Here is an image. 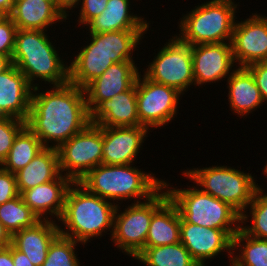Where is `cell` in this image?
I'll return each mask as SVG.
<instances>
[{
  "mask_svg": "<svg viewBox=\"0 0 267 266\" xmlns=\"http://www.w3.org/2000/svg\"><path fill=\"white\" fill-rule=\"evenodd\" d=\"M116 208L117 205L113 202L92 194L78 182H73L66 194L63 213L57 221L64 225L58 224L59 232L83 246L93 238H101L108 231L111 238Z\"/></svg>",
  "mask_w": 267,
  "mask_h": 266,
  "instance_id": "cell-2",
  "label": "cell"
},
{
  "mask_svg": "<svg viewBox=\"0 0 267 266\" xmlns=\"http://www.w3.org/2000/svg\"><path fill=\"white\" fill-rule=\"evenodd\" d=\"M171 37L142 72L148 79L173 87L184 95L190 87L195 86L192 46L175 34Z\"/></svg>",
  "mask_w": 267,
  "mask_h": 266,
  "instance_id": "cell-9",
  "label": "cell"
},
{
  "mask_svg": "<svg viewBox=\"0 0 267 266\" xmlns=\"http://www.w3.org/2000/svg\"><path fill=\"white\" fill-rule=\"evenodd\" d=\"M169 199L162 187L150 199L126 205L121 210L117 205L111 242L124 255L135 258L144 248L152 215Z\"/></svg>",
  "mask_w": 267,
  "mask_h": 266,
  "instance_id": "cell-8",
  "label": "cell"
},
{
  "mask_svg": "<svg viewBox=\"0 0 267 266\" xmlns=\"http://www.w3.org/2000/svg\"><path fill=\"white\" fill-rule=\"evenodd\" d=\"M81 0H58V8L69 17L71 14V10H75V7L78 6ZM70 10V11H69ZM70 13V15H69Z\"/></svg>",
  "mask_w": 267,
  "mask_h": 266,
  "instance_id": "cell-41",
  "label": "cell"
},
{
  "mask_svg": "<svg viewBox=\"0 0 267 266\" xmlns=\"http://www.w3.org/2000/svg\"><path fill=\"white\" fill-rule=\"evenodd\" d=\"M47 32L17 29L15 35L11 62L25 75L33 88L40 86V81L50 84L49 86H60L69 82V62H65L59 55ZM36 81L38 82L35 83Z\"/></svg>",
  "mask_w": 267,
  "mask_h": 266,
  "instance_id": "cell-3",
  "label": "cell"
},
{
  "mask_svg": "<svg viewBox=\"0 0 267 266\" xmlns=\"http://www.w3.org/2000/svg\"><path fill=\"white\" fill-rule=\"evenodd\" d=\"M16 0H0V9L6 11L9 15L12 13Z\"/></svg>",
  "mask_w": 267,
  "mask_h": 266,
  "instance_id": "cell-43",
  "label": "cell"
},
{
  "mask_svg": "<svg viewBox=\"0 0 267 266\" xmlns=\"http://www.w3.org/2000/svg\"><path fill=\"white\" fill-rule=\"evenodd\" d=\"M17 26L9 16L0 24V55L11 60L15 48V35Z\"/></svg>",
  "mask_w": 267,
  "mask_h": 266,
  "instance_id": "cell-36",
  "label": "cell"
},
{
  "mask_svg": "<svg viewBox=\"0 0 267 266\" xmlns=\"http://www.w3.org/2000/svg\"><path fill=\"white\" fill-rule=\"evenodd\" d=\"M88 44L82 46L78 54L71 57L69 82L84 89L115 62L104 51V33H90Z\"/></svg>",
  "mask_w": 267,
  "mask_h": 266,
  "instance_id": "cell-17",
  "label": "cell"
},
{
  "mask_svg": "<svg viewBox=\"0 0 267 266\" xmlns=\"http://www.w3.org/2000/svg\"><path fill=\"white\" fill-rule=\"evenodd\" d=\"M61 174L58 151L45 147L31 162L15 173L17 188L23 191L55 180Z\"/></svg>",
  "mask_w": 267,
  "mask_h": 266,
  "instance_id": "cell-25",
  "label": "cell"
},
{
  "mask_svg": "<svg viewBox=\"0 0 267 266\" xmlns=\"http://www.w3.org/2000/svg\"><path fill=\"white\" fill-rule=\"evenodd\" d=\"M163 180L170 200L177 206L180 216L190 224L224 230L232 239L240 230L241 215L229 204L203 192L195 184L187 188L172 187Z\"/></svg>",
  "mask_w": 267,
  "mask_h": 266,
  "instance_id": "cell-6",
  "label": "cell"
},
{
  "mask_svg": "<svg viewBox=\"0 0 267 266\" xmlns=\"http://www.w3.org/2000/svg\"><path fill=\"white\" fill-rule=\"evenodd\" d=\"M50 87L33 88L26 126L45 147L58 149L90 124V113L81 87L70 82Z\"/></svg>",
  "mask_w": 267,
  "mask_h": 266,
  "instance_id": "cell-1",
  "label": "cell"
},
{
  "mask_svg": "<svg viewBox=\"0 0 267 266\" xmlns=\"http://www.w3.org/2000/svg\"><path fill=\"white\" fill-rule=\"evenodd\" d=\"M134 259L146 266H199L181 242L145 247Z\"/></svg>",
  "mask_w": 267,
  "mask_h": 266,
  "instance_id": "cell-28",
  "label": "cell"
},
{
  "mask_svg": "<svg viewBox=\"0 0 267 266\" xmlns=\"http://www.w3.org/2000/svg\"><path fill=\"white\" fill-rule=\"evenodd\" d=\"M0 266H14L12 260V244L0 248Z\"/></svg>",
  "mask_w": 267,
  "mask_h": 266,
  "instance_id": "cell-40",
  "label": "cell"
},
{
  "mask_svg": "<svg viewBox=\"0 0 267 266\" xmlns=\"http://www.w3.org/2000/svg\"><path fill=\"white\" fill-rule=\"evenodd\" d=\"M136 1V0H135ZM138 1V0H137ZM130 0H108L106 9L86 27L87 33H106L119 30H149L151 23L132 13ZM132 8V9H131ZM134 14V15H133Z\"/></svg>",
  "mask_w": 267,
  "mask_h": 266,
  "instance_id": "cell-23",
  "label": "cell"
},
{
  "mask_svg": "<svg viewBox=\"0 0 267 266\" xmlns=\"http://www.w3.org/2000/svg\"><path fill=\"white\" fill-rule=\"evenodd\" d=\"M0 221L12 236L24 228L34 226L40 219L19 195L0 205Z\"/></svg>",
  "mask_w": 267,
  "mask_h": 266,
  "instance_id": "cell-32",
  "label": "cell"
},
{
  "mask_svg": "<svg viewBox=\"0 0 267 266\" xmlns=\"http://www.w3.org/2000/svg\"><path fill=\"white\" fill-rule=\"evenodd\" d=\"M135 61H122L109 66L85 88L86 103L91 113L101 102L131 89L140 74Z\"/></svg>",
  "mask_w": 267,
  "mask_h": 266,
  "instance_id": "cell-16",
  "label": "cell"
},
{
  "mask_svg": "<svg viewBox=\"0 0 267 266\" xmlns=\"http://www.w3.org/2000/svg\"><path fill=\"white\" fill-rule=\"evenodd\" d=\"M10 17L17 29L49 30L69 18L51 1L16 0ZM65 20V21H64Z\"/></svg>",
  "mask_w": 267,
  "mask_h": 266,
  "instance_id": "cell-22",
  "label": "cell"
},
{
  "mask_svg": "<svg viewBox=\"0 0 267 266\" xmlns=\"http://www.w3.org/2000/svg\"><path fill=\"white\" fill-rule=\"evenodd\" d=\"M59 233L56 221L40 220L34 226L14 233L11 236V244L23 252L34 266H42L50 243Z\"/></svg>",
  "mask_w": 267,
  "mask_h": 266,
  "instance_id": "cell-21",
  "label": "cell"
},
{
  "mask_svg": "<svg viewBox=\"0 0 267 266\" xmlns=\"http://www.w3.org/2000/svg\"><path fill=\"white\" fill-rule=\"evenodd\" d=\"M9 16L10 15L6 11L0 9V24L4 22Z\"/></svg>",
  "mask_w": 267,
  "mask_h": 266,
  "instance_id": "cell-45",
  "label": "cell"
},
{
  "mask_svg": "<svg viewBox=\"0 0 267 266\" xmlns=\"http://www.w3.org/2000/svg\"><path fill=\"white\" fill-rule=\"evenodd\" d=\"M79 244L83 245L59 233L50 243L47 257L42 266H80L78 251L76 252V246Z\"/></svg>",
  "mask_w": 267,
  "mask_h": 266,
  "instance_id": "cell-33",
  "label": "cell"
},
{
  "mask_svg": "<svg viewBox=\"0 0 267 266\" xmlns=\"http://www.w3.org/2000/svg\"><path fill=\"white\" fill-rule=\"evenodd\" d=\"M182 174L203 192L229 204L240 215L245 212L260 187L254 174L227 165L187 168Z\"/></svg>",
  "mask_w": 267,
  "mask_h": 266,
  "instance_id": "cell-7",
  "label": "cell"
},
{
  "mask_svg": "<svg viewBox=\"0 0 267 266\" xmlns=\"http://www.w3.org/2000/svg\"><path fill=\"white\" fill-rule=\"evenodd\" d=\"M45 146L39 138L25 126L15 137L7 158L0 165L13 174L24 168Z\"/></svg>",
  "mask_w": 267,
  "mask_h": 266,
  "instance_id": "cell-27",
  "label": "cell"
},
{
  "mask_svg": "<svg viewBox=\"0 0 267 266\" xmlns=\"http://www.w3.org/2000/svg\"><path fill=\"white\" fill-rule=\"evenodd\" d=\"M33 87L25 75L11 64L0 73V116L27 121Z\"/></svg>",
  "mask_w": 267,
  "mask_h": 266,
  "instance_id": "cell-18",
  "label": "cell"
},
{
  "mask_svg": "<svg viewBox=\"0 0 267 266\" xmlns=\"http://www.w3.org/2000/svg\"><path fill=\"white\" fill-rule=\"evenodd\" d=\"M12 64L11 60L3 55H0V73L6 70Z\"/></svg>",
  "mask_w": 267,
  "mask_h": 266,
  "instance_id": "cell-44",
  "label": "cell"
},
{
  "mask_svg": "<svg viewBox=\"0 0 267 266\" xmlns=\"http://www.w3.org/2000/svg\"><path fill=\"white\" fill-rule=\"evenodd\" d=\"M181 95L177 89L156 83L140 74L136 81V101L139 122L150 130L164 127L178 115Z\"/></svg>",
  "mask_w": 267,
  "mask_h": 266,
  "instance_id": "cell-11",
  "label": "cell"
},
{
  "mask_svg": "<svg viewBox=\"0 0 267 266\" xmlns=\"http://www.w3.org/2000/svg\"><path fill=\"white\" fill-rule=\"evenodd\" d=\"M108 0H82L75 8H79L78 26H87L94 18L106 9ZM81 5V6H80ZM81 8V9H80Z\"/></svg>",
  "mask_w": 267,
  "mask_h": 266,
  "instance_id": "cell-35",
  "label": "cell"
},
{
  "mask_svg": "<svg viewBox=\"0 0 267 266\" xmlns=\"http://www.w3.org/2000/svg\"><path fill=\"white\" fill-rule=\"evenodd\" d=\"M11 244V235L5 229L4 225L0 221V248L7 247Z\"/></svg>",
  "mask_w": 267,
  "mask_h": 266,
  "instance_id": "cell-42",
  "label": "cell"
},
{
  "mask_svg": "<svg viewBox=\"0 0 267 266\" xmlns=\"http://www.w3.org/2000/svg\"><path fill=\"white\" fill-rule=\"evenodd\" d=\"M232 251L230 266H267V240L249 236L241 228L233 236Z\"/></svg>",
  "mask_w": 267,
  "mask_h": 266,
  "instance_id": "cell-29",
  "label": "cell"
},
{
  "mask_svg": "<svg viewBox=\"0 0 267 266\" xmlns=\"http://www.w3.org/2000/svg\"><path fill=\"white\" fill-rule=\"evenodd\" d=\"M72 184L69 177L60 174L55 180L25 190L20 195L40 220L57 221L63 213L66 194Z\"/></svg>",
  "mask_w": 267,
  "mask_h": 266,
  "instance_id": "cell-19",
  "label": "cell"
},
{
  "mask_svg": "<svg viewBox=\"0 0 267 266\" xmlns=\"http://www.w3.org/2000/svg\"><path fill=\"white\" fill-rule=\"evenodd\" d=\"M180 242L199 265L208 264L206 260L222 252H227L231 265L233 239L224 230L190 224L180 216Z\"/></svg>",
  "mask_w": 267,
  "mask_h": 266,
  "instance_id": "cell-14",
  "label": "cell"
},
{
  "mask_svg": "<svg viewBox=\"0 0 267 266\" xmlns=\"http://www.w3.org/2000/svg\"><path fill=\"white\" fill-rule=\"evenodd\" d=\"M25 126L26 122L21 119L0 117V165L7 158L15 137Z\"/></svg>",
  "mask_w": 267,
  "mask_h": 266,
  "instance_id": "cell-34",
  "label": "cell"
},
{
  "mask_svg": "<svg viewBox=\"0 0 267 266\" xmlns=\"http://www.w3.org/2000/svg\"><path fill=\"white\" fill-rule=\"evenodd\" d=\"M19 195L15 174L0 166V205Z\"/></svg>",
  "mask_w": 267,
  "mask_h": 266,
  "instance_id": "cell-37",
  "label": "cell"
},
{
  "mask_svg": "<svg viewBox=\"0 0 267 266\" xmlns=\"http://www.w3.org/2000/svg\"><path fill=\"white\" fill-rule=\"evenodd\" d=\"M148 30H119L104 33V51L115 62L135 61L134 51L139 49ZM144 37V38H143Z\"/></svg>",
  "mask_w": 267,
  "mask_h": 266,
  "instance_id": "cell-30",
  "label": "cell"
},
{
  "mask_svg": "<svg viewBox=\"0 0 267 266\" xmlns=\"http://www.w3.org/2000/svg\"><path fill=\"white\" fill-rule=\"evenodd\" d=\"M48 1L53 2L58 7V0H48Z\"/></svg>",
  "mask_w": 267,
  "mask_h": 266,
  "instance_id": "cell-47",
  "label": "cell"
},
{
  "mask_svg": "<svg viewBox=\"0 0 267 266\" xmlns=\"http://www.w3.org/2000/svg\"><path fill=\"white\" fill-rule=\"evenodd\" d=\"M132 165L135 164H100L78 183L88 192L113 201L116 205L117 203L121 205L126 200L132 201V199V203L146 201L163 187V179L157 178L156 174L151 171L143 172L142 168L139 170L138 167Z\"/></svg>",
  "mask_w": 267,
  "mask_h": 266,
  "instance_id": "cell-4",
  "label": "cell"
},
{
  "mask_svg": "<svg viewBox=\"0 0 267 266\" xmlns=\"http://www.w3.org/2000/svg\"><path fill=\"white\" fill-rule=\"evenodd\" d=\"M90 123L105 127L141 126L137 112L136 83L131 89L101 102L90 113Z\"/></svg>",
  "mask_w": 267,
  "mask_h": 266,
  "instance_id": "cell-20",
  "label": "cell"
},
{
  "mask_svg": "<svg viewBox=\"0 0 267 266\" xmlns=\"http://www.w3.org/2000/svg\"><path fill=\"white\" fill-rule=\"evenodd\" d=\"M103 126L89 124L58 149L61 174L73 182L102 164Z\"/></svg>",
  "mask_w": 267,
  "mask_h": 266,
  "instance_id": "cell-10",
  "label": "cell"
},
{
  "mask_svg": "<svg viewBox=\"0 0 267 266\" xmlns=\"http://www.w3.org/2000/svg\"><path fill=\"white\" fill-rule=\"evenodd\" d=\"M263 168H264L263 169L264 171L262 170V172H263L262 174H265L266 175L265 177L267 178V163Z\"/></svg>",
  "mask_w": 267,
  "mask_h": 266,
  "instance_id": "cell-46",
  "label": "cell"
},
{
  "mask_svg": "<svg viewBox=\"0 0 267 266\" xmlns=\"http://www.w3.org/2000/svg\"><path fill=\"white\" fill-rule=\"evenodd\" d=\"M192 61L197 87L226 80L237 68L231 42L193 45Z\"/></svg>",
  "mask_w": 267,
  "mask_h": 266,
  "instance_id": "cell-13",
  "label": "cell"
},
{
  "mask_svg": "<svg viewBox=\"0 0 267 266\" xmlns=\"http://www.w3.org/2000/svg\"><path fill=\"white\" fill-rule=\"evenodd\" d=\"M238 6L234 0L204 1L181 15L175 35L191 46L231 42Z\"/></svg>",
  "mask_w": 267,
  "mask_h": 266,
  "instance_id": "cell-5",
  "label": "cell"
},
{
  "mask_svg": "<svg viewBox=\"0 0 267 266\" xmlns=\"http://www.w3.org/2000/svg\"><path fill=\"white\" fill-rule=\"evenodd\" d=\"M254 77L263 103L267 105V61L253 63L246 67Z\"/></svg>",
  "mask_w": 267,
  "mask_h": 266,
  "instance_id": "cell-38",
  "label": "cell"
},
{
  "mask_svg": "<svg viewBox=\"0 0 267 266\" xmlns=\"http://www.w3.org/2000/svg\"><path fill=\"white\" fill-rule=\"evenodd\" d=\"M231 45L237 67L267 61V16L256 12L236 20Z\"/></svg>",
  "mask_w": 267,
  "mask_h": 266,
  "instance_id": "cell-12",
  "label": "cell"
},
{
  "mask_svg": "<svg viewBox=\"0 0 267 266\" xmlns=\"http://www.w3.org/2000/svg\"><path fill=\"white\" fill-rule=\"evenodd\" d=\"M149 132L152 131L144 126H103L102 164H134V161L138 160L136 158L143 149V143Z\"/></svg>",
  "mask_w": 267,
  "mask_h": 266,
  "instance_id": "cell-15",
  "label": "cell"
},
{
  "mask_svg": "<svg viewBox=\"0 0 267 266\" xmlns=\"http://www.w3.org/2000/svg\"><path fill=\"white\" fill-rule=\"evenodd\" d=\"M180 242V213L170 198L152 215L145 247Z\"/></svg>",
  "mask_w": 267,
  "mask_h": 266,
  "instance_id": "cell-26",
  "label": "cell"
},
{
  "mask_svg": "<svg viewBox=\"0 0 267 266\" xmlns=\"http://www.w3.org/2000/svg\"><path fill=\"white\" fill-rule=\"evenodd\" d=\"M228 104L238 117H245L261 109L263 101L253 75L246 67H237L226 79Z\"/></svg>",
  "mask_w": 267,
  "mask_h": 266,
  "instance_id": "cell-24",
  "label": "cell"
},
{
  "mask_svg": "<svg viewBox=\"0 0 267 266\" xmlns=\"http://www.w3.org/2000/svg\"><path fill=\"white\" fill-rule=\"evenodd\" d=\"M261 187L260 185L255 191L252 202L241 214L240 228L249 236L267 240V193ZM247 222H250V225H246Z\"/></svg>",
  "mask_w": 267,
  "mask_h": 266,
  "instance_id": "cell-31",
  "label": "cell"
},
{
  "mask_svg": "<svg viewBox=\"0 0 267 266\" xmlns=\"http://www.w3.org/2000/svg\"><path fill=\"white\" fill-rule=\"evenodd\" d=\"M12 260L14 262V266H34V264L29 261L28 257L23 252L17 250L13 245Z\"/></svg>",
  "mask_w": 267,
  "mask_h": 266,
  "instance_id": "cell-39",
  "label": "cell"
}]
</instances>
